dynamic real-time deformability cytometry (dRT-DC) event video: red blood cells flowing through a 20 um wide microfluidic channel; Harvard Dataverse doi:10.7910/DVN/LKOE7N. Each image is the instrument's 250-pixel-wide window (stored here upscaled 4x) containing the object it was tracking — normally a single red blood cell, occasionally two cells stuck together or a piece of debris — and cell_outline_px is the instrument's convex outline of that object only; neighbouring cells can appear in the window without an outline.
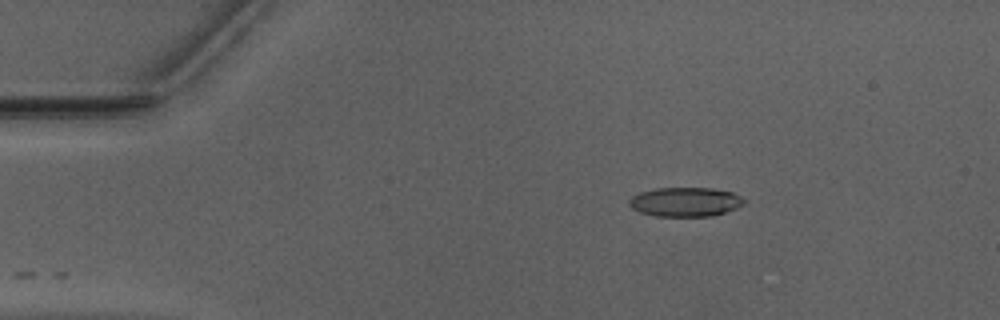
{"species": "Egyptian fruit bat (a non-hibernating species)", "species_latin": "Rousettus aegyptiacus", "temperature_condition": "warm", "stored_images_in_passage": 30, "camera_frame_rate_fps": 3000, "um_per_image_px": 0.085, "animal": {"sex": "male"}, "frame": {"image": 1, "passage_image": 1, "time_ms": 0.0, "image_size_px": [1000, 320], "cell_outline_px": [[744, 204], [736, 208], [712, 216], [656, 216], [640, 212], [632, 208], [628, 204], [628, 200], [632, 196], [640, 192], [656, 188], [712, 188], [732, 192], [740, 196], [744, 200]], "centroid_in_image_um": [58.23, 17.16], "position_along_channel_um": 26.8, "area_um2": 19.54}}
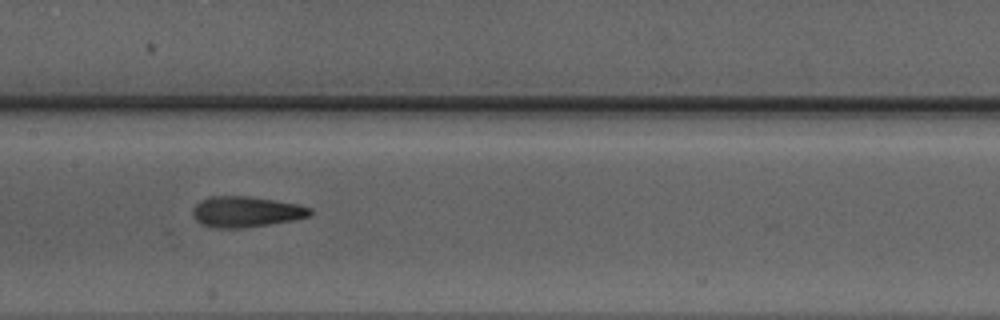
{"frame": {"image": 2, "passage_image": 18, "time_ms": 5.667, "image_size_px": [1000, 320], "cell_outline_px": [[312, 212], [308, 216], [292, 220], [244, 228], [212, 228], [196, 220], [192, 216], [192, 208], [200, 200], [212, 196], [248, 196], [300, 204], [312, 208]], "centroid_in_image_um": [20.89, 17.99], "position_along_channel_um": 186.5, "area_um2": 21.04}}
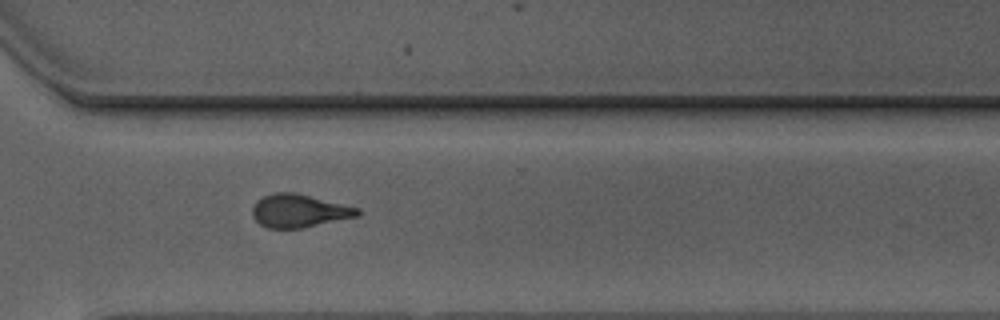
{"frame": {"image": 3, "passage_image": 30, "time_ms": 9.667, "image_size_px": [1000, 320], "cell_outline_px": [[360, 216], [304, 228], [268, 228], [260, 224], [252, 216], [252, 208], [256, 200], [272, 192], [292, 192], [360, 208]], "centroid_in_image_um": [25.42, 17.93], "position_along_channel_um": 345.2, "area_um2": 20.35}}